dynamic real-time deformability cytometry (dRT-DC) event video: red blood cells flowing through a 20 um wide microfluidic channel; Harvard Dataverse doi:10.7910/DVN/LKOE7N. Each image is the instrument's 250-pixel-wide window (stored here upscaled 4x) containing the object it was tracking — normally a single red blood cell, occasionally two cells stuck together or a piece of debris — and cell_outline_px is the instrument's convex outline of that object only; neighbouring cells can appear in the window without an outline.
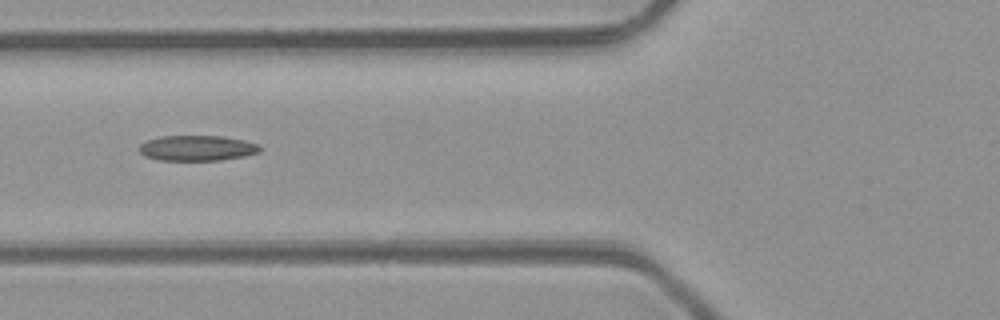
{"species": "common noctule bat (a hibernating species)", "species_latin": "Nyctalus noctula", "temperature_condition": "room temperature", "stored_images_in_passage": 7, "camera_frame_rate_fps": 3000, "um_per_image_px": 0.085, "animal": {"sex": "male", "body_mass_g": 23.1, "forearm_length_mm": 52.7}, "frame": {"image": 1, "passage_image": 6, "time_ms": 5.667, "image_size_px": [1000, 320], "cell_outline_px": [[260, 152], [244, 156], [220, 160], [160, 160], [144, 156], [140, 152], [140, 144], [148, 140], [160, 136], [220, 136], [244, 140], [256, 144], [260, 148]], "centroid_in_image_um": [16.74, 12.59], "position_along_channel_um": 109.1, "area_um2": 17.69}}
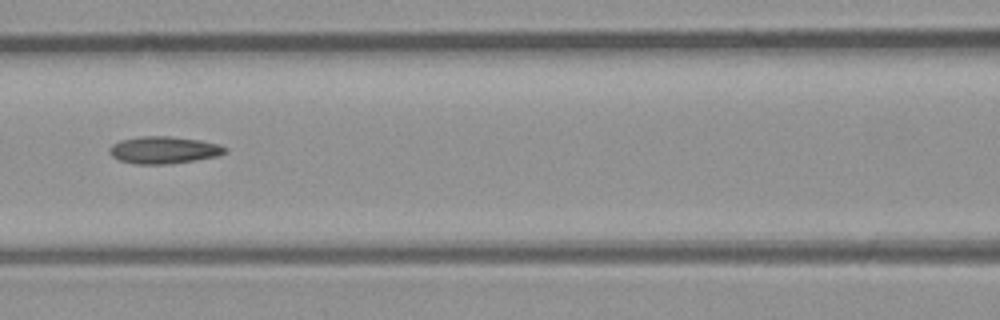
{"frame": {"image": 2, "passage_image": 7, "time_ms": 6.667, "image_size_px": [1000, 320], "cell_outline_px": [[228, 152], [216, 156], [196, 160], [168, 164], [136, 164], [120, 160], [112, 156], [108, 152], [108, 148], [112, 144], [120, 140], [140, 136], [168, 136], [200, 140], [220, 144], [228, 148]], "centroid_in_image_um": [13.93, 12.74], "position_along_channel_um": 152.7, "area_um2": 18.44}}